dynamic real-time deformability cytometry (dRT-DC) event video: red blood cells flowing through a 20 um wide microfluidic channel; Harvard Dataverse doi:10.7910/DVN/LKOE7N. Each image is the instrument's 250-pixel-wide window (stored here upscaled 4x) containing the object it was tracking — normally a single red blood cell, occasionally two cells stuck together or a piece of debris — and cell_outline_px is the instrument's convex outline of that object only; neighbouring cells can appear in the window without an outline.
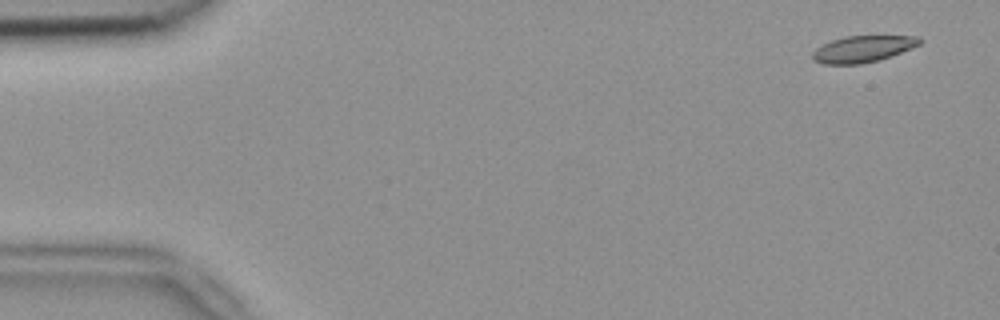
{"species": "common noctule bat (a hibernating species)", "species_latin": "Nyctalus noctula", "temperature_condition": "room temperature", "stored_images_in_passage": 53, "camera_frame_rate_fps": 3000, "um_per_image_px": 0.085, "animal": {"sex": "female", "body_mass_g": 18.4}, "frame": {"image": 1, "passage_image": 3, "time_ms": 0.667, "image_size_px": [1000, 320], "cell_outline_px": [[924, 40], [920, 44], [912, 48], [892, 56], [880, 60], [860, 64], [824, 64], [812, 60], [812, 52], [820, 44], [844, 36], [920, 36]], "centroid_in_image_um": [73.34, 4.16], "position_along_channel_um": 11.7, "area_um2": 16.82}}
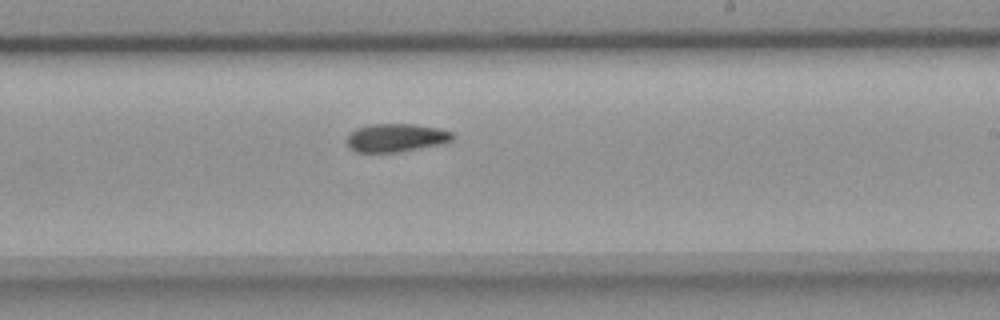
{"frame": {"image": 2, "passage_image": 32, "time_ms": 10.333, "image_size_px": [1000, 320], "cell_outline_px": [[456, 136], [452, 140], [440, 144], [400, 152], [356, 152], [348, 144], [348, 136], [356, 128], [372, 124], [412, 124], [440, 128], [452, 132]], "centroid_in_image_um": [33.71, 11.7], "position_along_channel_um": 255.3, "area_um2": 17.28}}
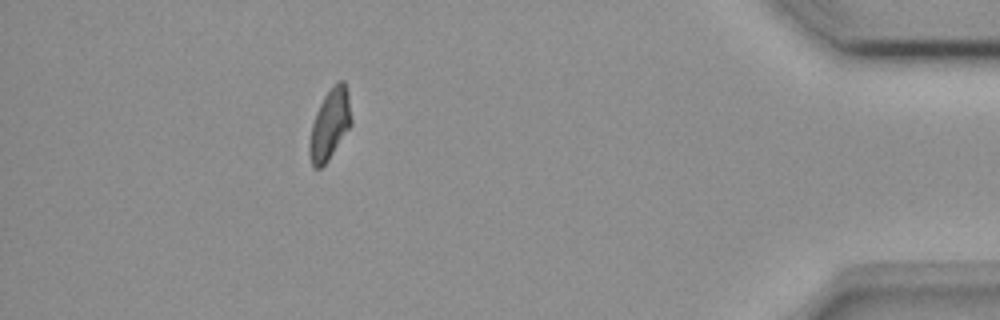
{"frame": {"image": 3, "passage_image": 48, "time_ms": 15.667, "image_size_px": [1000, 320], "cell_outline_px": [[352, 124], [328, 160], [320, 168], [316, 168], [312, 164], [308, 152], [308, 144], [312, 124], [316, 112], [324, 96], [340, 80], [344, 80], [348, 92], [352, 120]], "centroid_in_image_um": [28.03, 10.58], "position_along_channel_um": 407.2, "area_um2": 16.99}, "authors_computed_cell_mechanics": {"area_um2": 17.4556, "velocity_mm_per_s": 3.8158, "shape_relaxation_time_tau1_ms": 7.9341, "shape_relaxation_time_tau2_ms": 9.8439, "deformation_change_tau1": 0.164, "deformation_change_tau2": 0.1478}}